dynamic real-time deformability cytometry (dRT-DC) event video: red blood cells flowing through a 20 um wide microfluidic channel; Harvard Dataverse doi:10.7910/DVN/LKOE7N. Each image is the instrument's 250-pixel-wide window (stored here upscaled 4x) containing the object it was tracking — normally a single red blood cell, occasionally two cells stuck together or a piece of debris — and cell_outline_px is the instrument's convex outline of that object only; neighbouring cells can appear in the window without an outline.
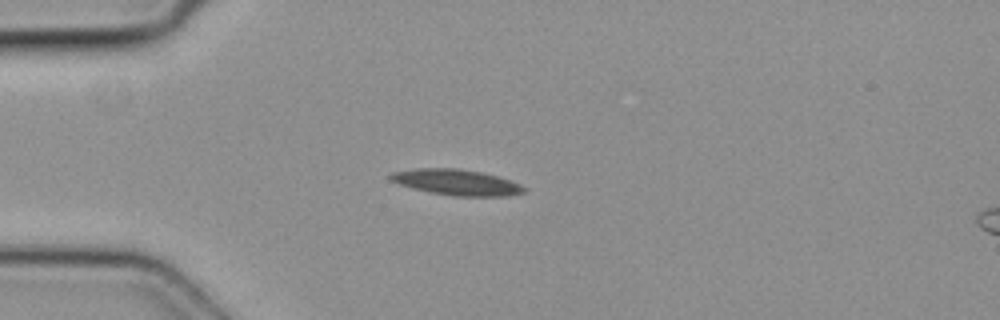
{"species": "common noctule bat (a hibernating species)", "species_latin": "Nyctalus noctula", "temperature_condition": "cold", "stored_images_in_passage": 4, "camera_frame_rate_fps": 3000, "um_per_image_px": 0.085, "animal": {"sex": "female", "body_mass_g": 19.3, "forearm_length_mm": 54.1}, "frame": {"image": 1, "passage_image": 3, "time_ms": 0.667, "image_size_px": [1000, 320], "cell_outline_px": [[528, 188], [524, 192], [508, 196], [452, 196], [412, 188], [400, 184], [392, 180], [388, 176], [392, 172], [416, 168], [456, 168], [480, 172], [496, 176], [520, 184]], "centroid_in_image_um": [38.82, 15.49], "position_along_channel_um": 46.2, "area_um2": 19.88}}